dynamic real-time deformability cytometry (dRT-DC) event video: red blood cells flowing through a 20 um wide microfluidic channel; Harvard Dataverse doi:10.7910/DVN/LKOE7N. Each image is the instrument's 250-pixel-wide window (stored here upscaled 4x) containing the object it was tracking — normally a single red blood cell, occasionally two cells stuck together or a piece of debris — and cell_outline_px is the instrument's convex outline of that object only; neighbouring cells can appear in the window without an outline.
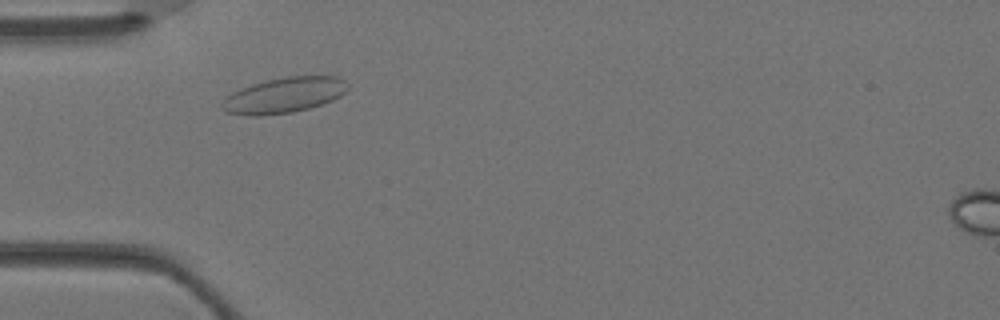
{"species": "Egyptian fruit bat (a non-hibernating species)", "species_latin": "Rousettus aegyptiacus", "temperature_condition": "warm", "stored_images_in_passage": 5, "camera_frame_rate_fps": 3000, "um_per_image_px": 0.085, "animal": {"sex": "female"}, "frame": {"image": 1, "passage_image": 4, "time_ms": 1.0, "image_size_px": [1000, 320], "cell_outline_px": [[348, 88], [340, 96], [332, 100], [308, 108], [292, 112], [260, 116], [248, 116], [224, 112], [220, 108], [220, 104], [232, 92], [240, 88], [252, 84], [268, 80], [288, 76], [336, 76], [344, 80], [348, 84]], "centroid_in_image_um": [24.11, 8.1], "position_along_channel_um": 60.9, "area_um2": 25.95}}
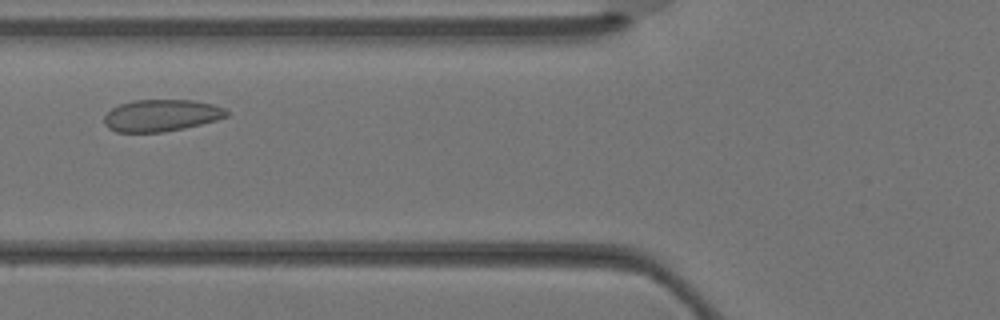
{"frame": {"image": 2, "passage_image": 5, "time_ms": 1.333, "image_size_px": [1000, 320], "cell_outline_px": [[228, 116], [216, 120], [184, 128], [160, 132], [116, 132], [108, 128], [104, 124], [104, 116], [112, 108], [120, 104], [132, 100], [192, 100], [212, 104], [224, 108], [228, 112]], "centroid_in_image_um": [13.68, 9.81], "position_along_channel_um": 112.1, "area_um2": 22.66}}